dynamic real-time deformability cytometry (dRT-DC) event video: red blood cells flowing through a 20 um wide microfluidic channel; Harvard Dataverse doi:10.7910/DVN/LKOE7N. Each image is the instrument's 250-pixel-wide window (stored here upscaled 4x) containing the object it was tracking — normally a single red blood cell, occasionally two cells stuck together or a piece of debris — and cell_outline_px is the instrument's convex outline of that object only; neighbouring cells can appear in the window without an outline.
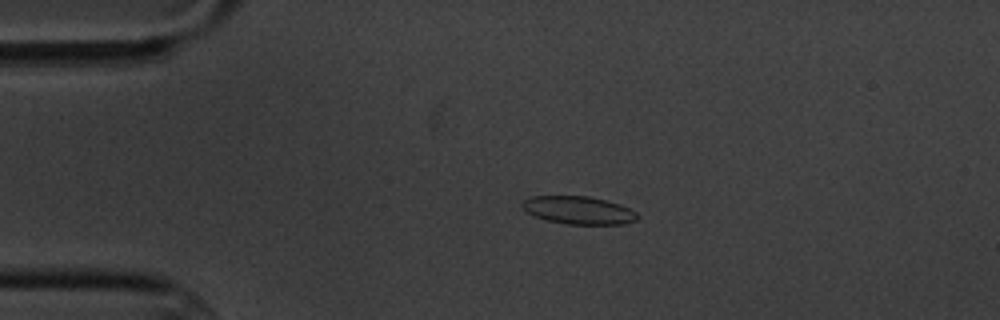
{"species": "common noctule bat (a hibernating species)", "species_latin": "Nyctalus noctula", "temperature_condition": "cold", "stored_images_in_passage": 8, "camera_frame_rate_fps": 3000, "um_per_image_px": 0.085, "animal": {"sex": "male", "body_mass_g": 20.1, "forearm_length_mm": 53.5}, "frame": {"image": 1, "passage_image": 3, "time_ms": 2.333, "image_size_px": [1000, 320], "cell_outline_px": [[636, 220], [624, 224], [568, 224], [548, 220], [536, 216], [528, 212], [520, 204], [524, 200], [532, 196], [588, 196], [620, 204], [636, 212]], "centroid_in_image_um": [49.17, 17.86], "position_along_channel_um": 35.8, "area_um2": 18.38}}
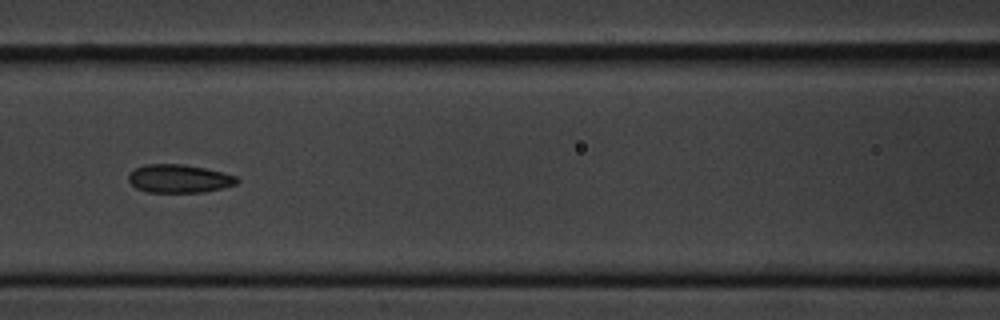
{"frame": {"image": 2, "passage_image": 6, "time_ms": 6.667, "image_size_px": [1000, 320], "cell_outline_px": [[240, 180], [236, 184], [220, 188], [200, 192], [148, 192], [136, 188], [128, 180], [128, 176], [136, 168], [144, 164], [184, 164], [204, 168], [236, 176]], "centroid_in_image_um": [15.2, 15.18], "position_along_channel_um": 151.4, "area_um2": 17.63}}
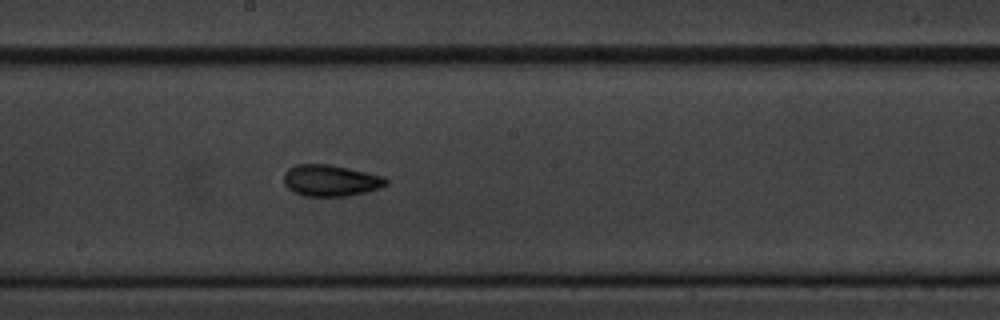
{"frame": {"image": 3, "passage_image": 8, "time_ms": 8.667, "image_size_px": [1000, 320], "cell_outline_px": [[388, 184], [380, 188], [364, 192], [344, 196], [304, 196], [292, 192], [284, 184], [284, 172], [288, 168], [296, 164], [328, 164], [348, 168], [384, 176], [388, 180]], "centroid_in_image_um": [28.08, 15.34], "position_along_channel_um": 220.1, "area_um2": 18.79}}